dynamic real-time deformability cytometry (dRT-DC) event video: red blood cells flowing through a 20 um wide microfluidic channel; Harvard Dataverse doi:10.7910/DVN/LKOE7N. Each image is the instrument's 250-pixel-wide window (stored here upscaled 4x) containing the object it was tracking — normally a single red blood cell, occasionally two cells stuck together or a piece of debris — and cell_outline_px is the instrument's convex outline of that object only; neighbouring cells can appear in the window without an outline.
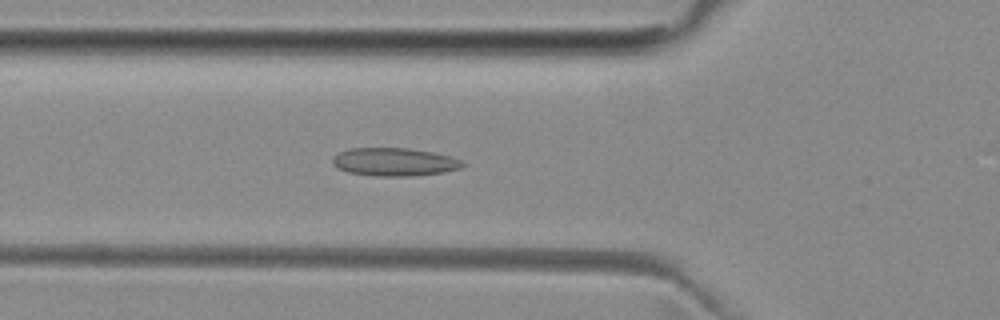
{"species": "common noctule bat (a hibernating species)", "species_latin": "Nyctalus noctula", "temperature_condition": "room temperature", "stored_images_in_passage": 51, "camera_frame_rate_fps": 3000, "um_per_image_px": 0.085, "animal": {"sex": "female", "body_mass_g": 29.2, "forearm_length_mm": 56.3}, "frame": {"image": 1, "passage_image": 18, "time_ms": 5.667, "image_size_px": [1000, 320], "cell_outline_px": [[464, 164], [460, 168], [444, 172], [412, 176], [376, 176], [348, 172], [336, 168], [332, 164], [332, 156], [340, 152], [352, 148], [408, 148], [432, 152], [452, 156], [460, 160]], "centroid_in_image_um": [33.49, 13.76], "position_along_channel_um": 92.3, "area_um2": 21.33}}
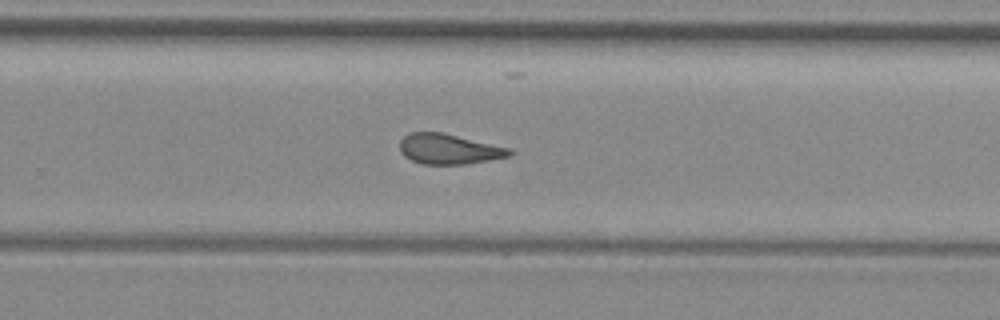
{"frame": {"image": 2, "passage_image": 33, "time_ms": 10.667, "image_size_px": [1000, 320], "cell_outline_px": [[512, 156], [464, 164], [424, 164], [412, 160], [404, 156], [400, 152], [400, 140], [404, 136], [412, 132], [444, 132], [512, 148]], "centroid_in_image_um": [38.18, 12.65], "position_along_channel_um": 291.6, "area_um2": 19.48}}
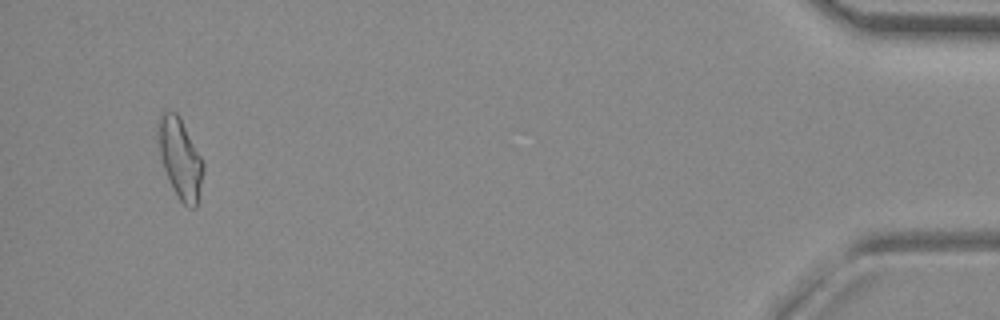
{"frame": {"image": 3, "passage_image": 49, "time_ms": 16.0, "image_size_px": [1000, 320], "cell_outline_px": [[204, 172], [196, 208], [192, 208], [184, 204], [176, 196], [164, 168], [160, 156], [160, 112], [176, 112], [200, 156], [204, 164]], "centroid_in_image_um": [15.35, 13.55], "position_along_channel_um": 419.9, "area_um2": 20.11}, "authors_computed_cell_mechanics": {"area_um2": 20.1144, "velocity_mm_per_s": 3.9929, "shape_relaxation_time_tau1_ms": null, "shape_relaxation_time_tau2_ms": 2.0628, "deformation_change_tau1": null, "deformation_change_tau2": 0.0988}}